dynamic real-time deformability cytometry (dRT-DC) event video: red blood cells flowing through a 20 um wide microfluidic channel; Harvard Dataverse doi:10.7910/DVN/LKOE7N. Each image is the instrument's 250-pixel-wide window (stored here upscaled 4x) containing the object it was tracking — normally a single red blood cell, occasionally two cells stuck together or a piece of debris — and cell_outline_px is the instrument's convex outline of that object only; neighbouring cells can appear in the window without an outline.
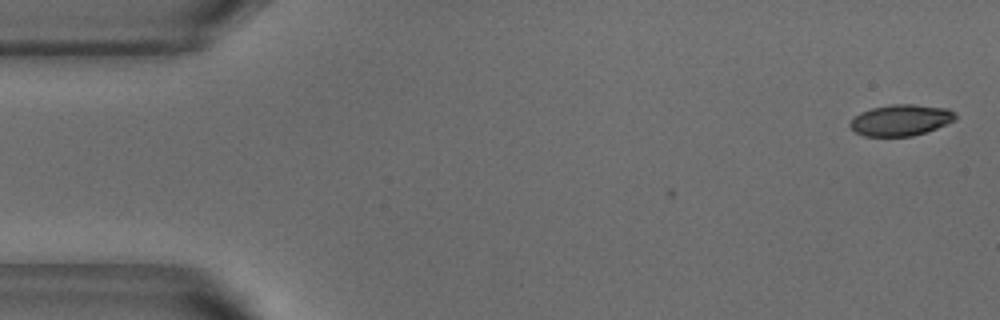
{"species": "common noctule bat (a hibernating species)", "species_latin": "Nyctalus noctula", "temperature_condition": "warm", "stored_images_in_passage": 44, "camera_frame_rate_fps": 3000, "um_per_image_px": 0.085, "animal": {"sex": "male", "body_mass_g": 18.8}, "frame": {"image": 1, "passage_image": 1, "time_ms": 0.0, "image_size_px": [1000, 320], "cell_outline_px": [[956, 120], [936, 128], [912, 136], [864, 136], [856, 132], [848, 124], [860, 112], [872, 108], [892, 104], [916, 104], [948, 108], [956, 112]], "centroid_in_image_um": [76.6, 10.2], "position_along_channel_um": 8.4, "area_um2": 19.13}}
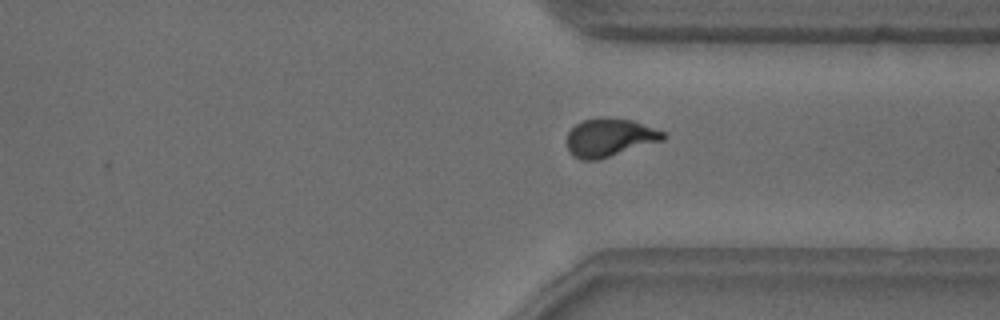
{"frame": {"image": 2, "passage_image": 38, "time_ms": 12.333, "image_size_px": [1000, 320], "cell_outline_px": [[668, 136], [664, 140], [600, 160], [580, 160], [572, 156], [568, 152], [568, 132], [580, 120], [600, 116], [608, 116], [632, 120], [664, 132]], "centroid_in_image_um": [51.8, 11.69], "position_along_channel_um": 359.6, "area_um2": 21.91}}
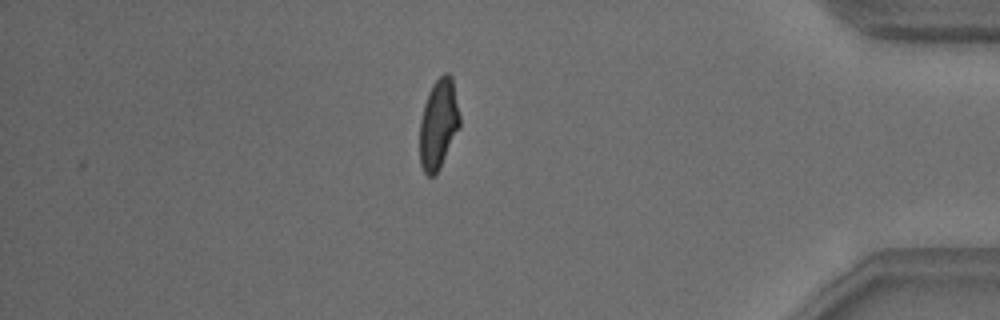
{"frame": {"image": 3, "passage_image": 44, "time_ms": 14.333, "image_size_px": [1000, 320], "cell_outline_px": [[460, 128], [440, 168], [432, 176], [428, 176], [424, 172], [420, 164], [420, 120], [424, 104], [428, 92], [432, 84], [444, 72], [448, 72], [452, 76], [460, 116]], "centroid_in_image_um": [37.28, 10.52], "position_along_channel_um": 397.9, "area_um2": 21.15}, "authors_computed_cell_mechanics": {"area_um2": 21.2126, "velocity_mm_per_s": 3.8352, "shape_relaxation_time_tau1_ms": 4.068, "shape_relaxation_time_tau2_ms": 0.715, "deformation_change_tau1": 0.1712, "deformation_change_tau2": 0.0634}}